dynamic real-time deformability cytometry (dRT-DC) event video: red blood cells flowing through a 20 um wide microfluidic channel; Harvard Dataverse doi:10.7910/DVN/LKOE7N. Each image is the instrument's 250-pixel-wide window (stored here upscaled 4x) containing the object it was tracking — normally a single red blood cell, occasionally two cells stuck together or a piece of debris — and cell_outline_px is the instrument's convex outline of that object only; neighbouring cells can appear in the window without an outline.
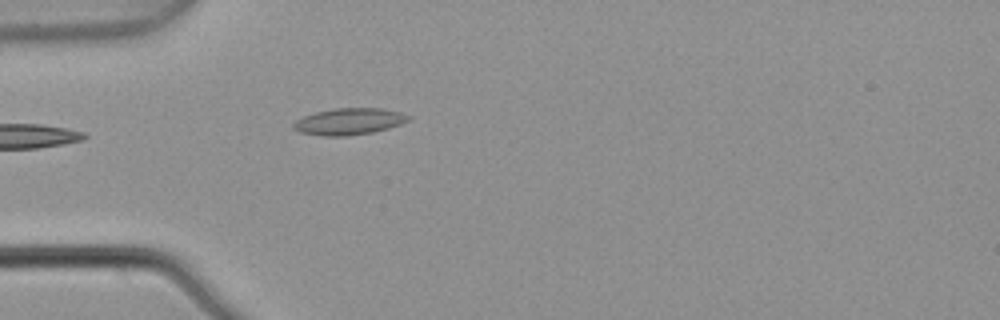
{"species": "common noctule bat (a hibernating species)", "species_latin": "Nyctalus noctula", "temperature_condition": "warm", "stored_images_in_passage": 4, "camera_frame_rate_fps": 3000, "um_per_image_px": 0.085, "animal": {"sex": "male", "body_mass_g": 21.5, "forearm_length_mm": 52.0}, "frame": {"image": 1, "passage_image": 4, "time_ms": 1.0, "image_size_px": [1000, 320], "cell_outline_px": [[412, 116], [408, 120], [400, 124], [388, 128], [372, 132], [348, 136], [324, 136], [300, 132], [292, 128], [292, 124], [296, 120], [304, 116], [316, 112], [336, 108], [380, 108], [400, 112]], "centroid_in_image_um": [29.66, 10.32], "position_along_channel_um": 55.3, "area_um2": 17.74}}